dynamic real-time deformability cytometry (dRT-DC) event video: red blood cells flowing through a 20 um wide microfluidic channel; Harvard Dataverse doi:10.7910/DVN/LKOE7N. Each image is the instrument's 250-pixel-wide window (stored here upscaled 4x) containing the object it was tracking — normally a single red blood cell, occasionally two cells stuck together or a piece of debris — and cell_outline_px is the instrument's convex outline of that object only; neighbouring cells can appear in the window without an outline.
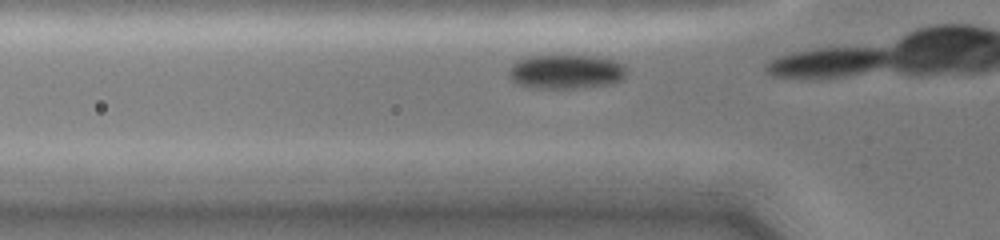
{"species": "common noctule bat (a hibernating species)", "species_latin": "Nyctalus noctula", "temperature_condition": "cold", "stored_images_in_passage": 4, "camera_frame_rate_fps": 3000, "um_per_image_px": 0.085, "animal": {"sex": "female", "body_mass_g": 19.0, "forearm_length_mm": 51.5}, "frame": {"image": 1, "passage_image": 3, "time_ms": 0.667, "image_size_px": [1000, 240], "cell_outline_px": [[628, 72], [620, 80], [612, 84], [584, 88], [528, 88], [516, 84], [508, 76], [508, 72], [512, 64], [516, 60], [524, 56], [596, 56], [616, 60], [624, 64], [628, 68]], "centroid_in_image_um": [48.11, 6.1], "position_along_channel_um": 77.7, "area_um2": 24.1}}